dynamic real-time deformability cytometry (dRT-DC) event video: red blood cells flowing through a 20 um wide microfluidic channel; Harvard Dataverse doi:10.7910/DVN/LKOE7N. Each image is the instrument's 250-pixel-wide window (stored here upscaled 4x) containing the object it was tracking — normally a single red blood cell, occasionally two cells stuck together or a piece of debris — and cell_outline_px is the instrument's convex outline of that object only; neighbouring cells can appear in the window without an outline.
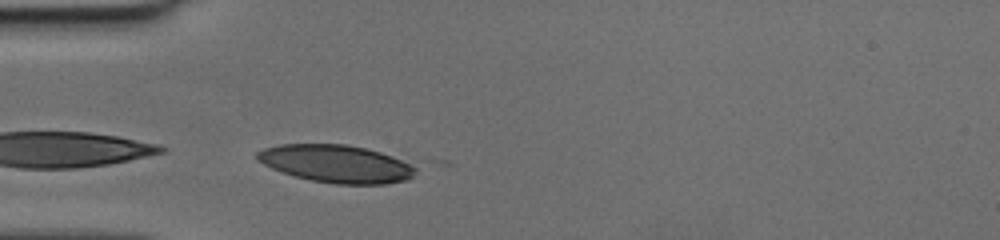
{"species": "human", "species_latin": "Homo sapiens", "temperature_condition": "cold", "stored_images_in_passage": 7, "camera_frame_rate_fps": 3000, "um_per_image_px": 0.085, "donor": {"sex": "female"}, "frame": {"image": 1, "passage_image": 1, "time_ms": 0.0, "image_size_px": [1000, 240], "cell_outline_px": [[416, 168], [412, 176], [408, 180], [384, 184], [336, 184], [312, 180], [296, 176], [272, 168], [256, 160], [256, 152], [264, 148], [280, 144], [344, 144], [364, 148], [380, 152], [392, 156]], "centroid_in_image_um": [28.55, 13.91], "position_along_channel_um": 56.5, "area_um2": 34.39}}
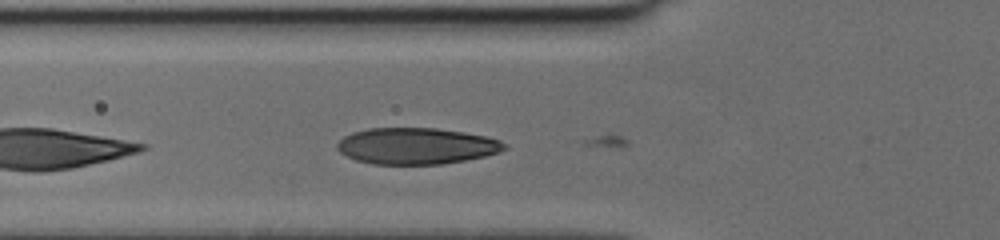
{"frame": {"image": 2, "passage_image": 4, "time_ms": 1.0, "image_size_px": [1000, 240], "cell_outline_px": [[508, 148], [484, 156], [464, 160], [440, 164], [372, 164], [356, 160], [340, 152], [336, 148], [336, 144], [344, 136], [352, 132], [368, 128], [436, 128], [464, 132], [488, 136], [500, 140], [508, 144]], "centroid_in_image_um": [35.39, 12.4], "position_along_channel_um": 90.4, "area_um2": 35.49}}